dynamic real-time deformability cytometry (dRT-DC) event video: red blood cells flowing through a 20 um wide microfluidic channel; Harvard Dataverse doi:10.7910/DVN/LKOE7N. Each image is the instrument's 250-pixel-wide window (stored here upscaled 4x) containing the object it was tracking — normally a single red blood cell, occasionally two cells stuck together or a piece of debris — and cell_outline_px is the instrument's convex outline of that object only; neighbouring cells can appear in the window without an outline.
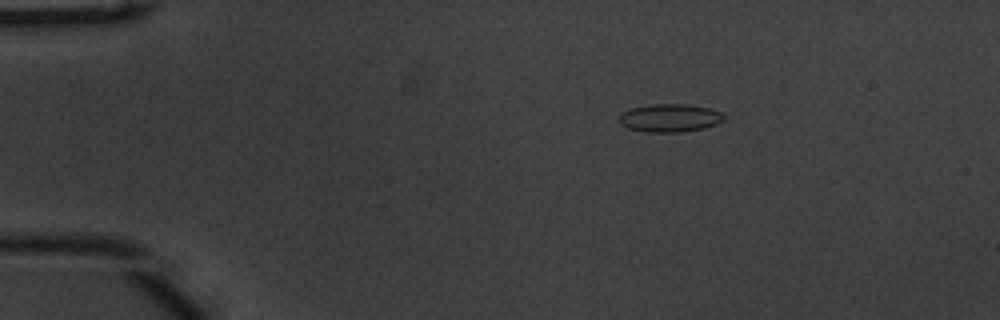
{"species": "common noctule bat (a hibernating species)", "species_latin": "Nyctalus noctula", "temperature_condition": "warm", "stored_images_in_passage": 24, "camera_frame_rate_fps": 3000, "um_per_image_px": 0.085, "animal": {"sex": "male", "body_mass_g": 20.1, "forearm_length_mm": 53.5}, "frame": {"image": 1, "passage_image": 3, "time_ms": 0.667, "image_size_px": [1000, 320], "cell_outline_px": [[724, 120], [716, 124], [704, 128], [680, 132], [648, 132], [628, 128], [620, 124], [616, 120], [624, 112], [632, 108], [652, 104], [688, 104], [708, 108], [720, 112], [724, 116]], "centroid_in_image_um": [56.92, 10.03], "position_along_channel_um": 28.1, "area_um2": 17.05}}
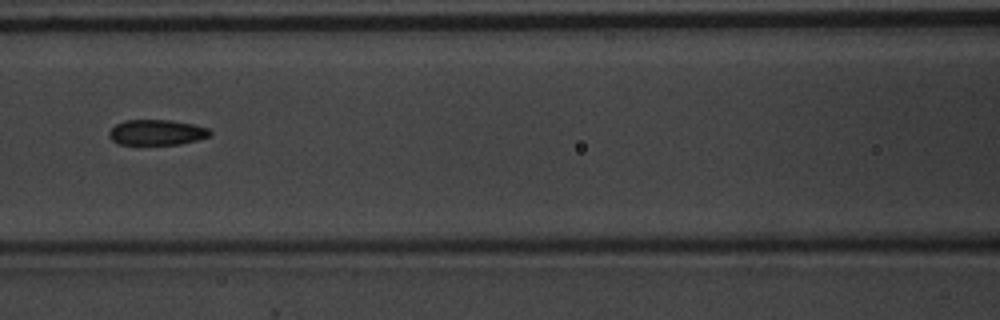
{"frame": {"image": 2, "passage_image": 18, "time_ms": 5.667, "image_size_px": [1000, 320], "cell_outline_px": [[212, 136], [180, 144], [120, 144], [112, 140], [108, 136], [108, 132], [116, 124], [124, 120], [172, 120], [192, 124], [208, 128], [212, 132]], "centroid_in_image_um": [13.33, 11.25], "position_along_channel_um": 153.3, "area_um2": 14.97}}
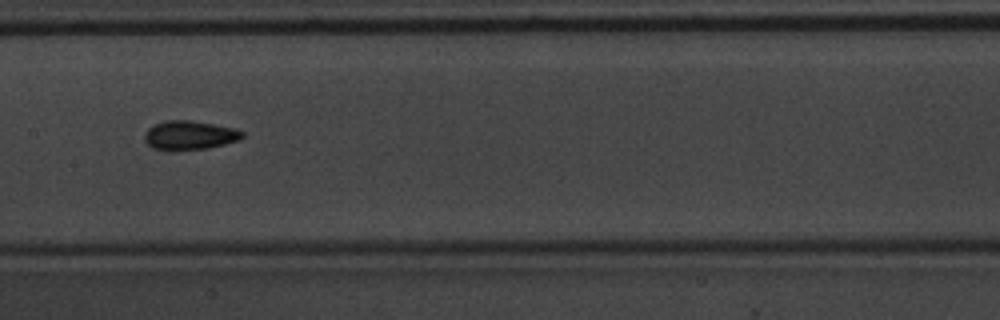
{"frame": {"image": 3, "passage_image": 21, "time_ms": 6.667, "image_size_px": [1000, 320], "cell_outline_px": [[244, 136], [240, 140], [208, 148], [152, 148], [144, 140], [144, 132], [152, 124], [164, 120], [188, 120], [236, 128], [244, 132]], "centroid_in_image_um": [16.12, 11.45], "position_along_channel_um": 191.3, "area_um2": 16.18}}